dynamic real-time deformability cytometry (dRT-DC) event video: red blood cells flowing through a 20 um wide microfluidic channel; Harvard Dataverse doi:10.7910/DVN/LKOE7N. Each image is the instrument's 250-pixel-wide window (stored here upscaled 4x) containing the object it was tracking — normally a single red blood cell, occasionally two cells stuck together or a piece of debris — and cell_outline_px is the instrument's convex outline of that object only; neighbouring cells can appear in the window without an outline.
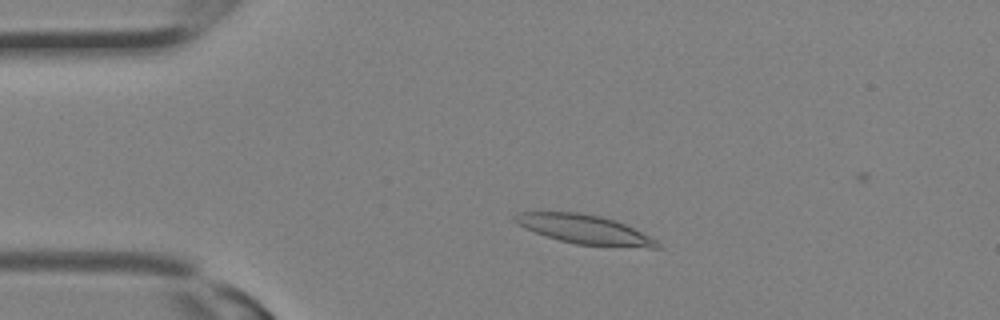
{"species": "Egyptian fruit bat (a non-hibernating species)", "species_latin": "Rousettus aegyptiacus", "temperature_condition": "room temperature", "stored_images_in_passage": 8, "camera_frame_rate_fps": 3000, "um_per_image_px": 0.085, "animal": {"sex": "female"}, "frame": {"image": 1, "passage_image": 5, "time_ms": 1.333, "image_size_px": [1000, 320], "cell_outline_px": [[664, 248], [648, 248], [576, 244], [560, 240], [524, 228], [516, 224], [512, 220], [512, 216], [520, 212], [580, 212], [600, 216], [616, 220], [656, 240]], "centroid_in_image_um": [49.67, 19.49], "position_along_channel_um": 35.3, "area_um2": 23.99}}